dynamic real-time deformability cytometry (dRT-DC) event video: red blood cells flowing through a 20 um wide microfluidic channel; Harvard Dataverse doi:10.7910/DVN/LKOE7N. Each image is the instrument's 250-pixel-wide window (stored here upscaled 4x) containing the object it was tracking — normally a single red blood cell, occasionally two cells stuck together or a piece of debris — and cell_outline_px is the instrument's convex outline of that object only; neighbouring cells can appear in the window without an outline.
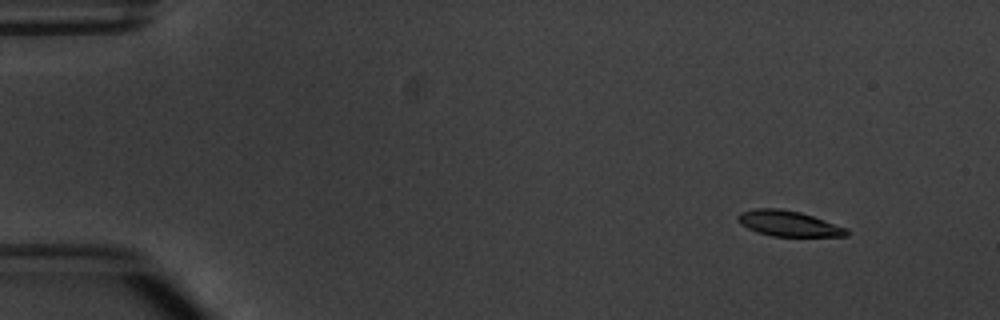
{"species": "common noctule bat (a hibernating species)", "species_latin": "Nyctalus noctula", "temperature_condition": "warm", "stored_images_in_passage": 4, "camera_frame_rate_fps": 3000, "um_per_image_px": 0.085, "animal": {"sex": "male", "body_mass_g": 20.1, "forearm_length_mm": 53.5}, "frame": {"image": 1, "passage_image": 1, "time_ms": 0.0, "image_size_px": [1000, 320], "cell_outline_px": [[848, 236], [772, 236], [756, 232], [740, 224], [736, 220], [736, 216], [740, 212], [756, 208], [780, 208], [800, 212], [848, 228]], "centroid_in_image_um": [66.98, 18.99], "position_along_channel_um": 18.0, "area_um2": 16.24}}
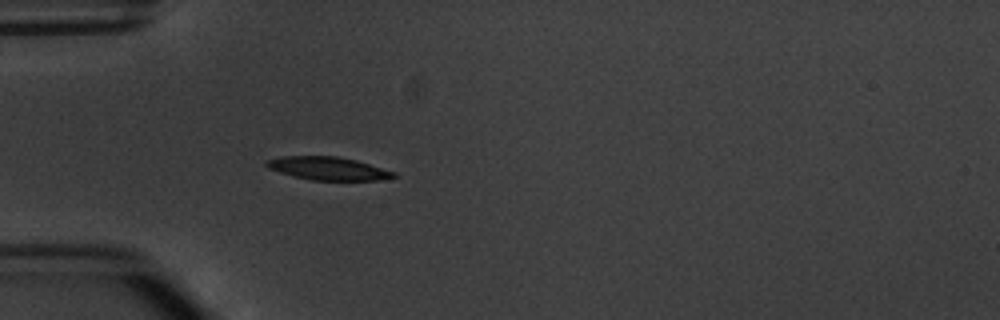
{"frame": {"image": 2, "passage_image": 4, "time_ms": 3.667, "image_size_px": [1000, 320], "cell_outline_px": [[400, 176], [380, 180], [312, 180], [292, 176], [268, 168], [264, 164], [268, 160], [280, 156], [336, 156], [356, 160], [396, 172]], "centroid_in_image_um": [27.91, 14.32], "position_along_channel_um": 57.1, "area_um2": 17.17}}